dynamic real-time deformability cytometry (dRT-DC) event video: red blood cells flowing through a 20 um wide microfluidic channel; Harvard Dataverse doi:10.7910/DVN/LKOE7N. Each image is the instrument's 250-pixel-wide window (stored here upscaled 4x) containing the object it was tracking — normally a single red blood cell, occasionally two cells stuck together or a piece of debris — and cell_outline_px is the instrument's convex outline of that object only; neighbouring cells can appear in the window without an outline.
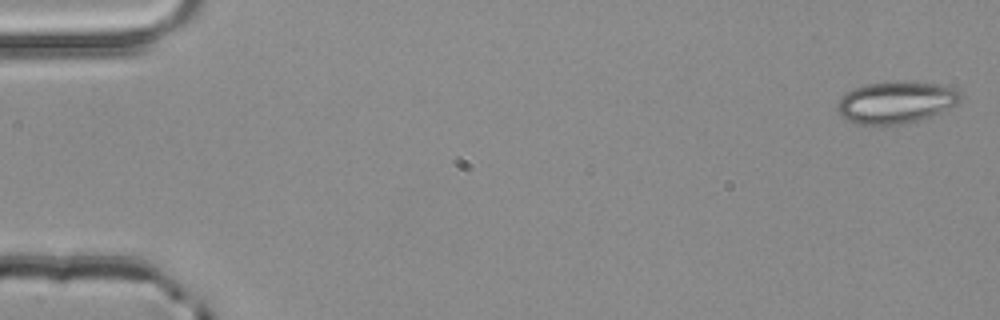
{"species": "common noctule bat (a hibernating species)", "species_latin": "Nyctalus noctula", "temperature_condition": "room temperature", "stored_images_in_passage": 3, "camera_frame_rate_fps": 3000, "um_per_image_px": 0.085, "animal": {"sex": "male", "body_mass_g": 20.4}, "frame": {"image": 1, "passage_image": 3, "time_ms": 0.667, "image_size_px": [1000, 320], "cell_outline_px": [[960, 96], [952, 104], [940, 112], [932, 116], [904, 124], [856, 124], [840, 116], [836, 108], [840, 96], [852, 88], [868, 84], [940, 84], [956, 88], [960, 92]], "centroid_in_image_um": [76.07, 8.74], "position_along_channel_um": 8.9, "area_um2": 29.02}}